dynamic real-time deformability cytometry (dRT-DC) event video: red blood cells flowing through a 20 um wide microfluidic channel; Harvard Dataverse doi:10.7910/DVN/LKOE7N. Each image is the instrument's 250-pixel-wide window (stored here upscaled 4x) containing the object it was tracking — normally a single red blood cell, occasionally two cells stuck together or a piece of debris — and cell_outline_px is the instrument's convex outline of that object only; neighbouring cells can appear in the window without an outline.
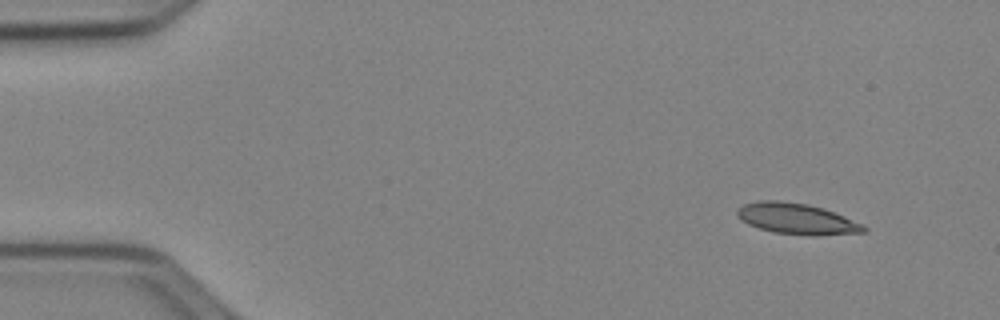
{"species": "Egyptian fruit bat (a non-hibernating species)", "species_latin": "Rousettus aegyptiacus", "temperature_condition": "cold", "stored_images_in_passage": 51, "camera_frame_rate_fps": 3000, "um_per_image_px": 0.085, "animal": {"sex": "female"}, "frame": {"image": 1, "passage_image": 4, "time_ms": 1.0, "image_size_px": [1000, 320], "cell_outline_px": [[868, 228], [864, 232], [772, 232], [748, 224], [740, 220], [736, 216], [736, 208], [744, 204], [756, 200], [780, 200], [808, 204], [824, 208], [864, 224]], "centroid_in_image_um": [67.59, 18.51], "position_along_channel_um": 17.4, "area_um2": 21.79}}
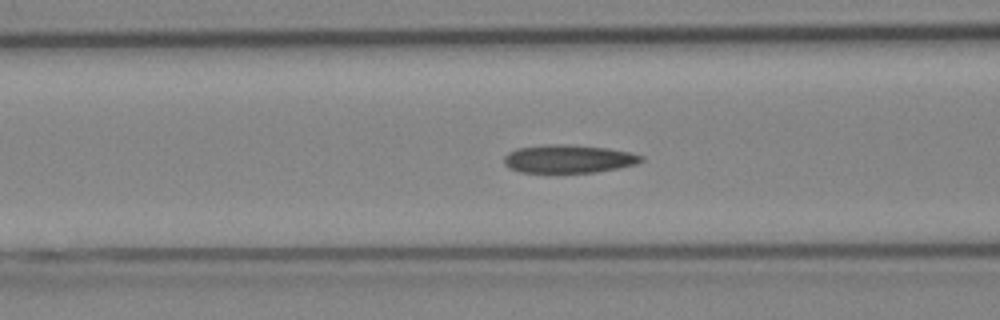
{"frame": {"image": 2, "passage_image": 20, "time_ms": 6.333, "image_size_px": [1000, 320], "cell_outline_px": [[644, 160], [636, 164], [596, 172], [520, 172], [508, 168], [504, 164], [504, 156], [508, 152], [516, 148], [544, 144], [568, 144], [608, 148], [628, 152], [644, 156]], "centroid_in_image_um": [48.28, 13.49], "position_along_channel_um": 118.3, "area_um2": 22.6}}
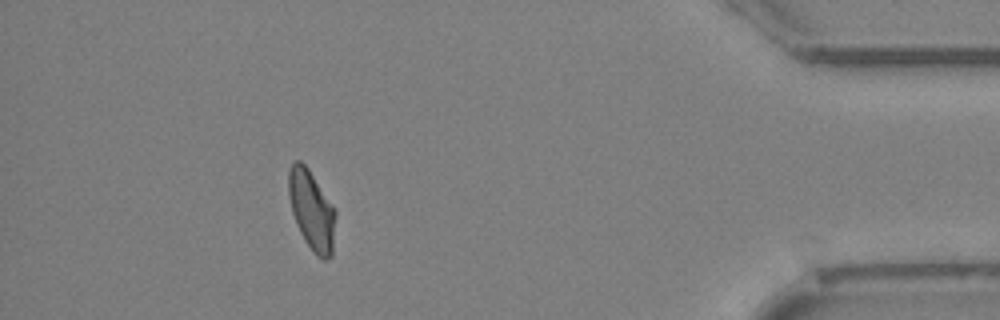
{"frame": {"image": 3, "passage_image": 46, "time_ms": 15.0, "image_size_px": [1000, 320], "cell_outline_px": [[336, 216], [332, 256], [324, 260], [316, 256], [312, 252], [304, 240], [296, 224], [292, 212], [288, 196], [288, 172], [292, 164], [296, 160], [300, 160], [308, 168], [332, 204], [336, 212]], "centroid_in_image_um": [26.49, 17.89], "position_along_channel_um": 408.7, "area_um2": 21.91}, "authors_computed_cell_mechanics": {"area_um2": 22.0796, "velocity_mm_per_s": 3.9288, "shape_relaxation_time_tau1_ms": null, "shape_relaxation_time_tau2_ms": 2.9827, "deformation_change_tau1": null, "deformation_change_tau2": 0.0913}}